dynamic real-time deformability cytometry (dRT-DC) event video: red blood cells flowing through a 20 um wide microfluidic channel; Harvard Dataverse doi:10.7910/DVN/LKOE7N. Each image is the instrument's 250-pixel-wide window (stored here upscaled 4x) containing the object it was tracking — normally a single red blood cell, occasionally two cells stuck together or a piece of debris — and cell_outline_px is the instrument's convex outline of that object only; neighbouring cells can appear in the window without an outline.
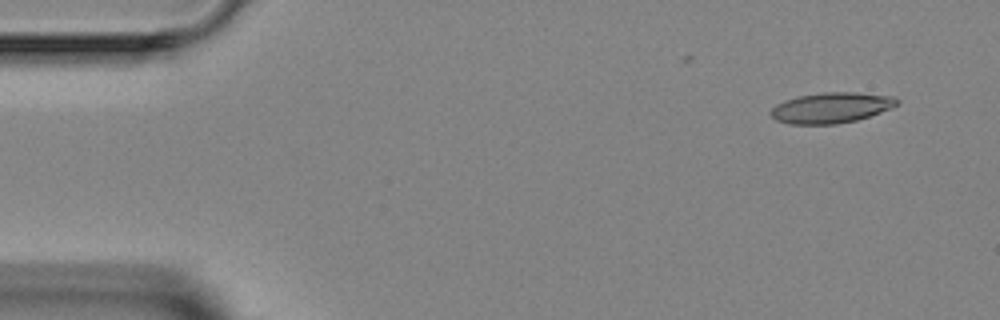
{"species": "Egyptian fruit bat (a non-hibernating species)", "species_latin": "Rousettus aegyptiacus", "temperature_condition": "room temperature", "stored_images_in_passage": 2, "camera_frame_rate_fps": 3000, "um_per_image_px": 0.085, "animal": {"sex": "female"}, "frame": {"image": 1, "passage_image": 2, "time_ms": 2.0, "image_size_px": [1000, 320], "cell_outline_px": [[900, 104], [880, 112], [856, 120], [836, 124], [788, 124], [776, 120], [768, 112], [776, 104], [784, 100], [796, 96], [824, 92], [856, 92], [896, 96], [900, 100]], "centroid_in_image_um": [70.65, 9.14], "position_along_channel_um": 14.3, "area_um2": 22.72}}